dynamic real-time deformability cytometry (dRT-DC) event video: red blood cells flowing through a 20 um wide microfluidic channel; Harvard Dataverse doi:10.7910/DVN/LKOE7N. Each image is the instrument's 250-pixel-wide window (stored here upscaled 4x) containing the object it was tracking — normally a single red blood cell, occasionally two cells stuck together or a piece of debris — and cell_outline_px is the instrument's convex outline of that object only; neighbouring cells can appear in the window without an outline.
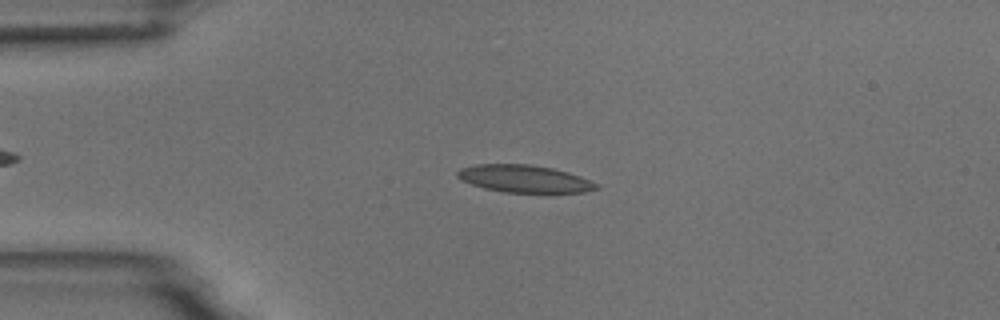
{"species": "common noctule bat (a hibernating species)", "species_latin": "Nyctalus noctula", "temperature_condition": "room temperature", "stored_images_in_passage": 12, "camera_frame_rate_fps": 3000, "um_per_image_px": 0.085, "animal": {"sex": "male", "body_mass_g": 18.8}, "frame": {"image": 1, "passage_image": 1, "time_ms": 0.0, "image_size_px": [1000, 320], "cell_outline_px": [[600, 188], [584, 192], [552, 196], [548, 196], [504, 192], [484, 188], [460, 180], [456, 176], [456, 172], [460, 168], [476, 164], [528, 164], [552, 168], [568, 172], [580, 176], [600, 184]], "centroid_in_image_um": [44.66, 15.25], "position_along_channel_um": 40.3, "area_um2": 23.41}}
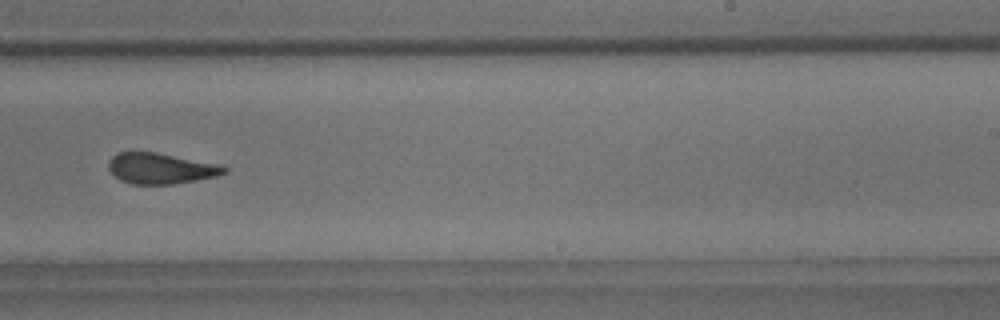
{"frame": {"image": 2, "passage_image": 7, "time_ms": 7.0, "image_size_px": [1000, 320], "cell_outline_px": [[228, 172], [216, 176], [196, 180], [172, 184], [132, 184], [120, 180], [108, 168], [108, 160], [116, 152], [156, 152], [220, 164], [228, 168]], "centroid_in_image_um": [13.67, 14.31], "position_along_channel_um": 275.3, "area_um2": 20.81}}
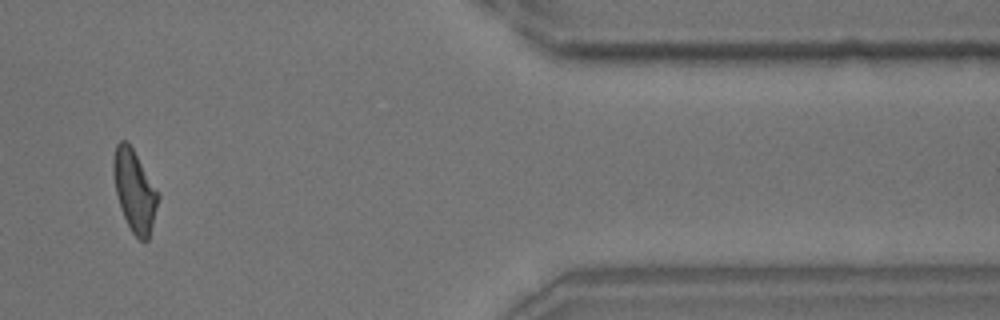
{"frame": {"image": 3, "passage_image": 10, "time_ms": 11.333, "image_size_px": [1000, 320], "cell_outline_px": [[160, 196], [148, 240], [140, 240], [132, 232], [120, 208], [116, 192], [112, 172], [112, 160], [116, 144], [120, 140], [124, 140], [132, 148], [160, 192]], "centroid_in_image_um": [11.43, 16.19], "position_along_channel_um": 400.0, "area_um2": 21.27}, "authors_computed_cell_mechanics": {"area_um2": 21.5016, "velocity_mm_per_s": 3.7357, "shape_relaxation_time_tau1_ms": null, "shape_relaxation_time_tau2_ms": 2.009, "deformation_change_tau1": null, "deformation_change_tau2": 0.0838}}